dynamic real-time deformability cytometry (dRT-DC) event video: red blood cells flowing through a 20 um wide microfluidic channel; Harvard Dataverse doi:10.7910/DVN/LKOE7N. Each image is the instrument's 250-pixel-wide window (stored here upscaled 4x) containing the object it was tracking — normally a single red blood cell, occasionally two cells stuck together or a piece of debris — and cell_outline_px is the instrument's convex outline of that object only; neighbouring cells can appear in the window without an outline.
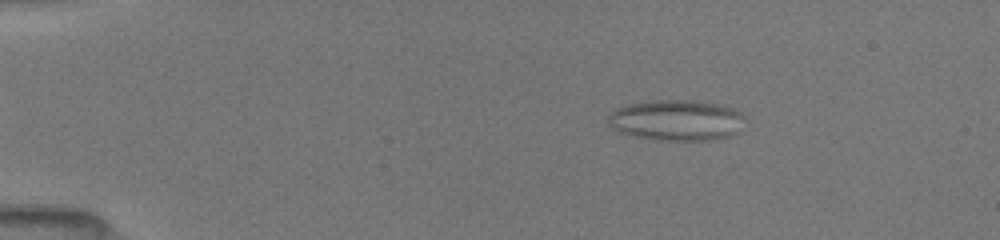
{"species": "common noctule bat (a hibernating species)", "species_latin": "Nyctalus noctula", "temperature_condition": "room temperature", "stored_images_in_passage": 19, "camera_frame_rate_fps": 3000, "um_per_image_px": 0.085, "animal": {"sex": "female", "body_mass_g": 19.5, "forearm_length_mm": 54.1}, "frame": {"image": 1, "passage_image": 2, "time_ms": 0.333, "image_size_px": [1000, 240], "cell_outline_px": [[744, 116], [740, 132], [732, 136], [708, 140], [656, 140], [636, 136], [620, 132], [612, 128], [608, 124], [608, 112], [616, 108], [628, 104], [652, 100], [696, 100], [720, 104], [744, 112]], "centroid_in_image_um": [57.52, 10.21], "position_along_channel_um": 27.5, "area_um2": 33.0}}
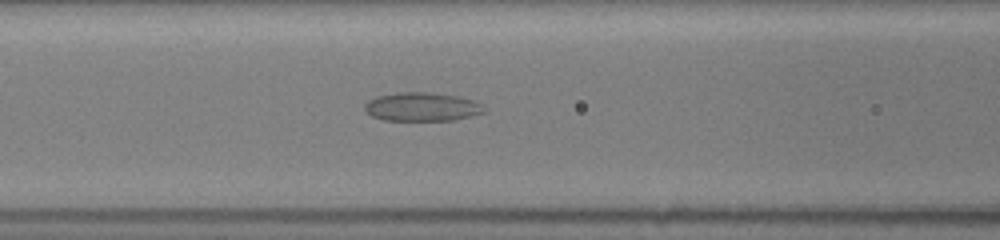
{"frame": {"image": 2, "passage_image": 13, "time_ms": 4.0, "image_size_px": [1000, 240], "cell_outline_px": [[488, 108], [484, 112], [472, 116], [452, 120], [384, 120], [372, 116], [364, 108], [364, 104], [368, 100], [376, 96], [400, 92], [432, 92], [456, 96], [472, 100], [484, 104]], "centroid_in_image_um": [35.9, 9.07], "position_along_channel_um": 130.7, "area_um2": 20.06}}
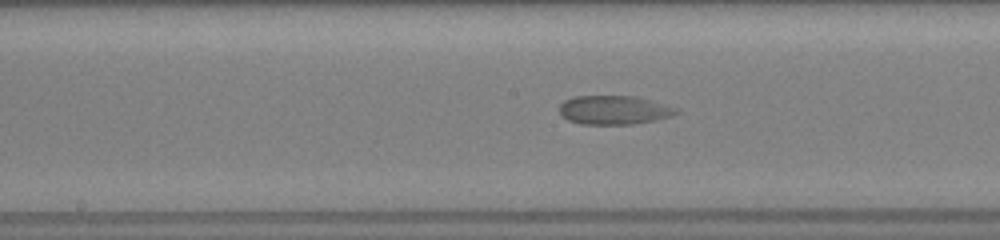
{"frame": {"image": 3, "passage_image": 17, "time_ms": 5.333, "image_size_px": [1000, 240], "cell_outline_px": [[680, 112], [672, 116], [632, 124], [580, 124], [568, 120], [560, 116], [560, 104], [564, 100], [576, 96], [636, 96], [676, 108]], "centroid_in_image_um": [52.14, 9.35], "position_along_channel_um": 196.1, "area_um2": 19.54}}